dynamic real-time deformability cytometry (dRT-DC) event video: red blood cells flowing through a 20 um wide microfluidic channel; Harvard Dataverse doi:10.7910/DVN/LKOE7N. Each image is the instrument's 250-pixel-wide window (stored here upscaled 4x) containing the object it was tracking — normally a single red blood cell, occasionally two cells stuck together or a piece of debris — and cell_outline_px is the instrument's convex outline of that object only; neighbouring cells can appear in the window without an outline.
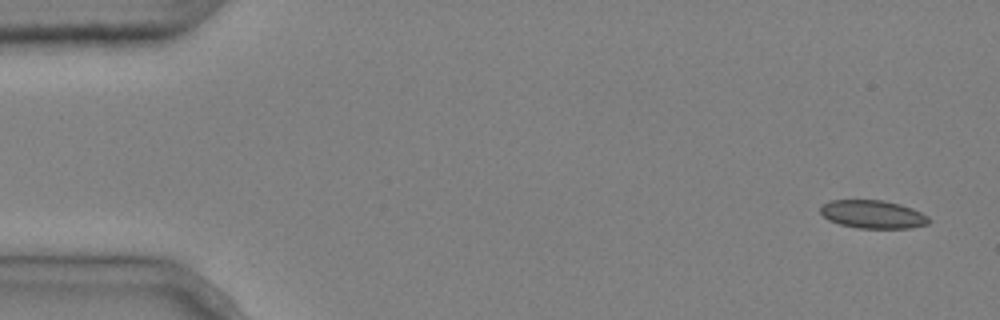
{"species": "common noctule bat (a hibernating species)", "species_latin": "Nyctalus noctula", "temperature_condition": "cold", "stored_images_in_passage": 5, "camera_frame_rate_fps": 3000, "um_per_image_px": 0.085, "animal": {"sex": "male", "body_mass_g": 20.4}, "frame": {"image": 1, "passage_image": 1, "time_ms": 0.0, "image_size_px": [1000, 320], "cell_outline_px": [[932, 220], [928, 224], [912, 228], [856, 228], [840, 224], [828, 220], [820, 212], [820, 208], [828, 200], [884, 200], [900, 204], [912, 208], [928, 216]], "centroid_in_image_um": [74.21, 18.22], "position_along_channel_um": 10.8, "area_um2": 17.92}}
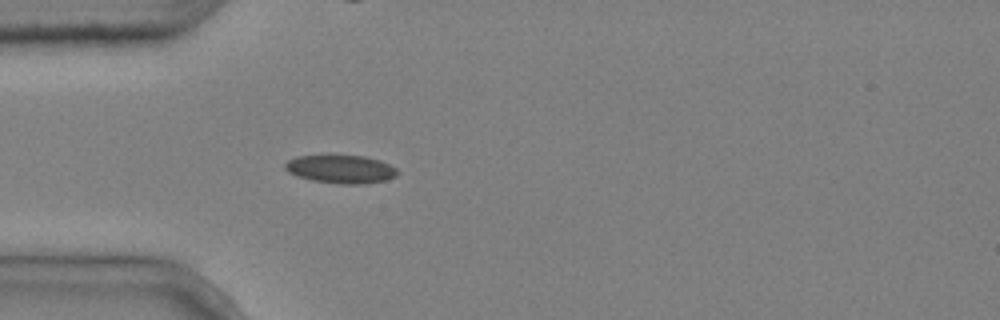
{"frame": {"image": 2, "passage_image": 4, "time_ms": 1.0, "image_size_px": [1000, 320], "cell_outline_px": [[400, 172], [396, 176], [384, 180], [364, 184], [340, 184], [312, 180], [296, 176], [288, 172], [284, 168], [284, 164], [288, 160], [296, 156], [364, 156], [380, 160], [396, 168]], "centroid_in_image_um": [28.96, 14.38], "position_along_channel_um": 56.0, "area_um2": 18.44}}